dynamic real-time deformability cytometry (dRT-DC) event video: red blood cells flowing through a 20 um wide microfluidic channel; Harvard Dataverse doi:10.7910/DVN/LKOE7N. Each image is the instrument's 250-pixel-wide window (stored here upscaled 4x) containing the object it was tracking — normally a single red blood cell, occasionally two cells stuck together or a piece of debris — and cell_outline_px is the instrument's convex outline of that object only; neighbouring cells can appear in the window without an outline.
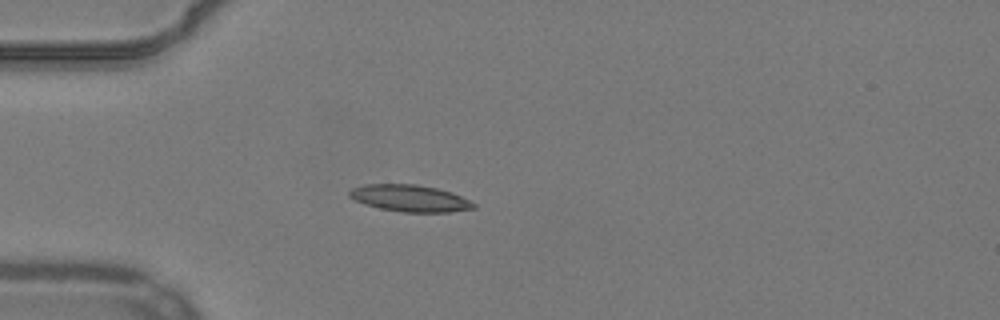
{"species": "common noctule bat (a hibernating species)", "species_latin": "Nyctalus noctula", "temperature_condition": "warm", "stored_images_in_passage": 39, "camera_frame_rate_fps": 3000, "um_per_image_px": 0.085, "animal": {"sex": "male", "body_mass_g": 19.2, "forearm_length_mm": 51.8}, "frame": {"image": 1, "passage_image": 1, "time_ms": 0.0, "image_size_px": [1000, 320], "cell_outline_px": [[476, 208], [448, 212], [400, 212], [380, 208], [364, 204], [348, 196], [348, 192], [352, 188], [364, 184], [416, 184], [436, 188], [452, 192], [476, 204]], "centroid_in_image_um": [34.82, 16.85], "position_along_channel_um": 50.2, "area_um2": 19.36}}
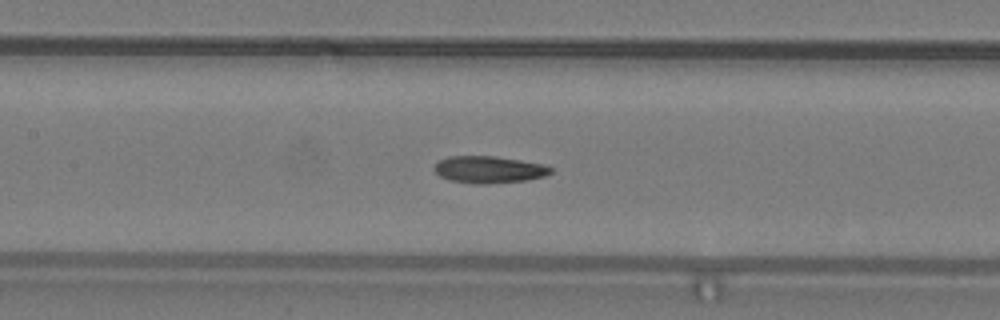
{"frame": {"image": 2, "passage_image": 11, "time_ms": 3.333, "image_size_px": [1000, 320], "cell_outline_px": [[552, 172], [544, 176], [524, 180], [488, 184], [476, 184], [448, 180], [440, 176], [432, 168], [440, 160], [448, 156], [496, 156], [544, 164], [552, 168]], "centroid_in_image_um": [41.54, 14.41], "position_along_channel_um": 165.9, "area_um2": 18.32}}
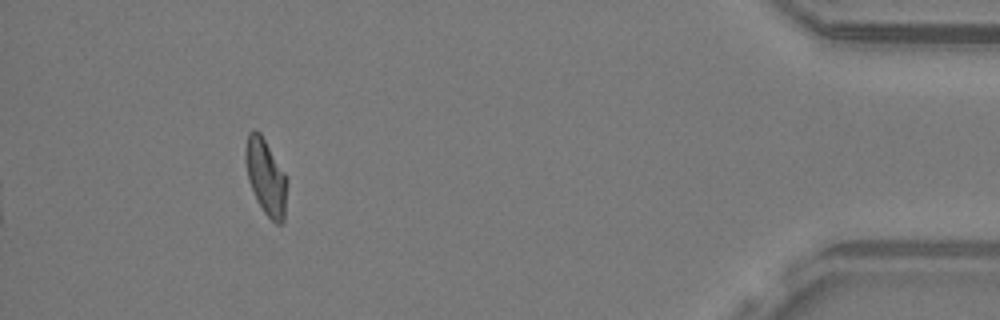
{"frame": {"image": 3, "passage_image": 35, "time_ms": 11.333, "image_size_px": [1000, 320], "cell_outline_px": [[288, 180], [284, 220], [280, 224], [276, 224], [264, 212], [256, 200], [248, 180], [244, 160], [244, 152], [248, 132], [252, 128], [256, 128], [260, 132], [284, 172]], "centroid_in_image_um": [22.58, 15.01], "position_along_channel_um": 412.6, "area_um2": 18.61}, "authors_computed_cell_mechanics": {"area_um2": 18.3804, "velocity_mm_per_s": 3.8574, "shape_relaxation_time_tau1_ms": 7.8431, "shape_relaxation_time_tau2_ms": 8.3643, "deformation_change_tau1": 0.1997, "deformation_change_tau2": 0.1411}}